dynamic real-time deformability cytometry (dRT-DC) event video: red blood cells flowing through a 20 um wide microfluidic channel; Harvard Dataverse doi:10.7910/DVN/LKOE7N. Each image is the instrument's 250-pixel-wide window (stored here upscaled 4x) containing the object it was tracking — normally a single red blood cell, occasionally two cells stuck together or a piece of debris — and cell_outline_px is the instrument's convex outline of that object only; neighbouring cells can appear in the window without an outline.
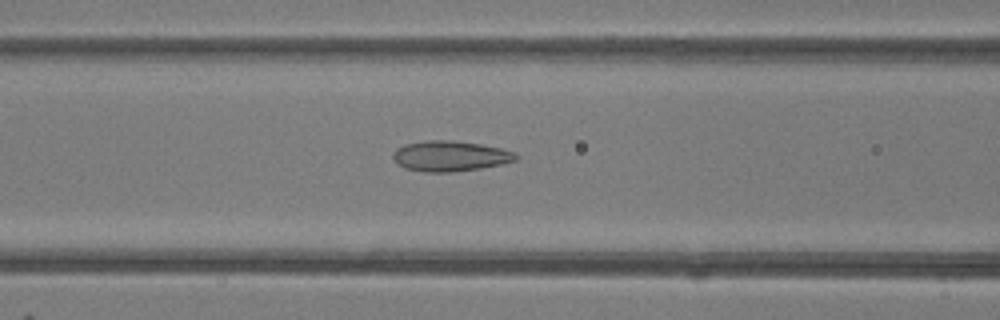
{"species": "common noctule bat (a hibernating species)", "species_latin": "Nyctalus noctula", "temperature_condition": "room temperature", "stored_images_in_passage": 49, "camera_frame_rate_fps": 3000, "um_per_image_px": 0.085, "animal": {"sex": "female"}, "frame": {"image": 1, "passage_image": 20, "time_ms": 6.333, "image_size_px": [1000, 320], "cell_outline_px": [[520, 156], [516, 160], [500, 164], [480, 168], [452, 172], [424, 172], [404, 168], [396, 164], [392, 156], [396, 148], [404, 144], [424, 140], [452, 140], [480, 144], [500, 148], [516, 152]], "centroid_in_image_um": [38.23, 13.26], "position_along_channel_um": 128.4, "area_um2": 21.96}}
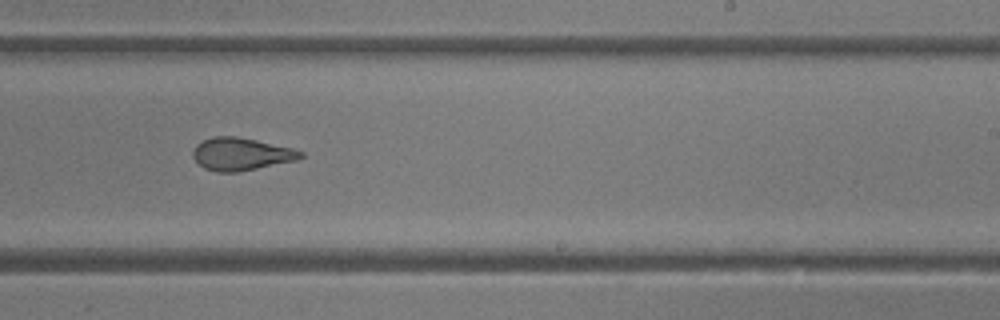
{"frame": {"image": 2, "passage_image": 30, "time_ms": 9.667, "image_size_px": [1000, 320], "cell_outline_px": [[304, 156], [296, 160], [236, 172], [216, 172], [204, 168], [192, 156], [192, 152], [196, 144], [212, 136], [236, 136], [256, 140], [292, 148], [304, 152]], "centroid_in_image_um": [20.47, 13.08], "position_along_channel_um": 268.5, "area_um2": 20.29}}
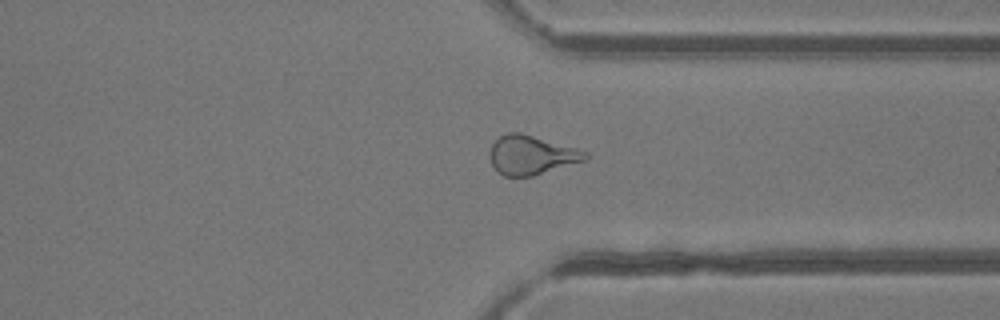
{"frame": {"image": 3, "passage_image": 37, "time_ms": 12.0, "image_size_px": [1000, 320], "cell_outline_px": [[588, 160], [532, 176], [504, 176], [492, 164], [492, 144], [500, 136], [508, 132], [520, 132], [576, 148], [588, 152]], "centroid_in_image_um": [45.23, 13.18], "position_along_channel_um": 366.2, "area_um2": 21.39}, "authors_computed_cell_mechanics": {"area_um2": 22.7154, "velocity_mm_per_s": 4.2095, "shape_relaxation_time_tau1_ms": 6.6803, "shape_relaxation_time_tau2_ms": 1.2165, "deformation_change_tau1": 0.1795, "deformation_change_tau2": 0.078}}